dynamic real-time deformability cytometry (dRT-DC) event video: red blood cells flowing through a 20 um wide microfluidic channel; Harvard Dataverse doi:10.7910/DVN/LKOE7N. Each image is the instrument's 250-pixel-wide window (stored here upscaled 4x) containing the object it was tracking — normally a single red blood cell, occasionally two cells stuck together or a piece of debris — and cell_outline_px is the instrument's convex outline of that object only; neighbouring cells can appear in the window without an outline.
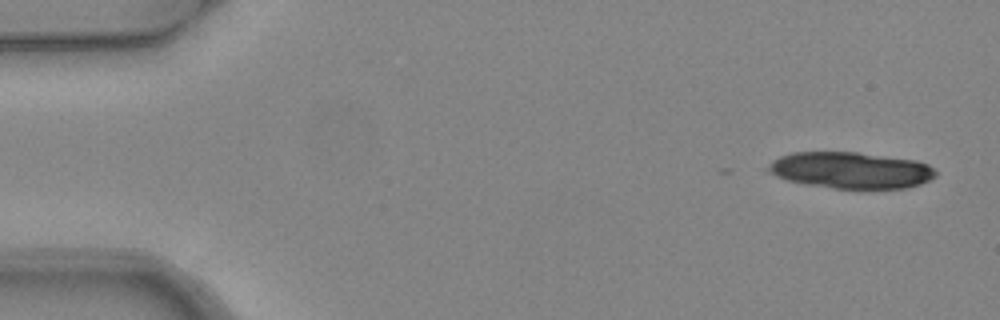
{"species": "common noctule bat (a hibernating species)", "species_latin": "Nyctalus noctula", "temperature_condition": "warm", "stored_images_in_passage": 4, "camera_frame_rate_fps": 3000, "um_per_image_px": 0.085, "animal": {"sex": "female", "body_mass_g": 24.6, "forearm_length_mm": 56.2}, "frame": {"image": 1, "passage_image": 1, "time_ms": 0.0, "image_size_px": [1000, 320], "cell_outline_px": [[936, 176], [920, 184], [904, 188], [832, 188], [804, 184], [784, 180], [764, 172], [764, 168], [772, 160], [780, 156], [792, 152], [856, 152], [916, 160], [928, 164], [936, 172]], "centroid_in_image_um": [72.22, 14.47], "position_along_channel_um": 12.8, "area_um2": 35.84}}